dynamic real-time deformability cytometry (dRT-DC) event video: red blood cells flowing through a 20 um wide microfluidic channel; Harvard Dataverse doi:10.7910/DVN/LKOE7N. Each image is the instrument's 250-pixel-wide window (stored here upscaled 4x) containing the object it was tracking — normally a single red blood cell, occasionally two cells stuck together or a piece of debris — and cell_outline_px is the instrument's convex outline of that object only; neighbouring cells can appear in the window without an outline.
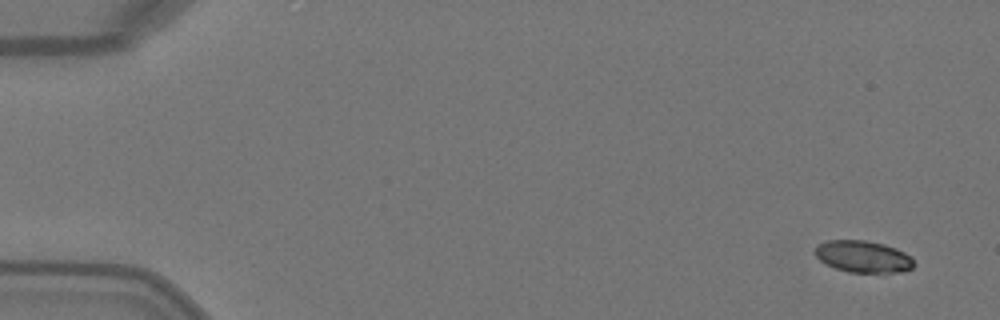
{"species": "Egyptian fruit bat (a non-hibernating species)", "species_latin": "Rousettus aegyptiacus", "temperature_condition": "warm", "stored_images_in_passage": 7, "camera_frame_rate_fps": 3000, "um_per_image_px": 0.085, "animal": {"sex": "female"}, "frame": {"image": 1, "passage_image": 1, "time_ms": 0.0, "image_size_px": [1000, 320], "cell_outline_px": [[916, 264], [912, 268], [904, 272], [848, 272], [836, 268], [820, 260], [816, 256], [816, 248], [820, 244], [828, 240], [864, 240], [884, 244], [896, 248], [912, 256]], "centroid_in_image_um": [73.44, 21.81], "position_along_channel_um": 11.6, "area_um2": 18.26}}
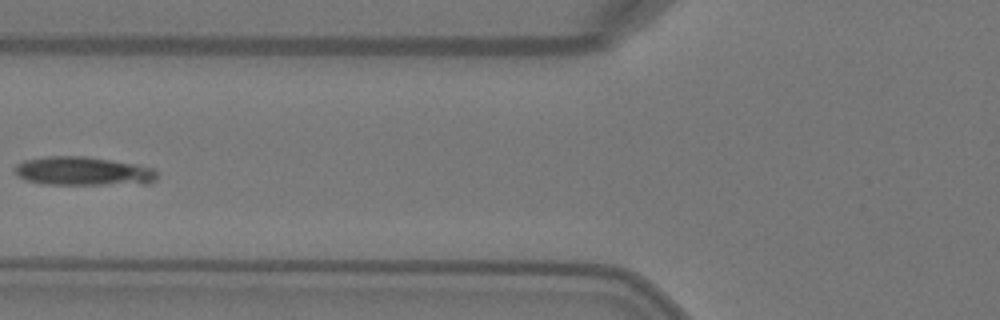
{"frame": {"image": 2, "passage_image": 6, "time_ms": 1.667, "image_size_px": [1000, 320], "cell_outline_px": [[156, 180], [148, 184], [40, 184], [24, 180], [16, 176], [12, 172], [12, 168], [16, 164], [24, 160], [44, 156], [88, 156], [136, 164], [156, 168]], "centroid_in_image_um": [7.02, 14.55], "position_along_channel_um": 118.8, "area_um2": 24.39}}
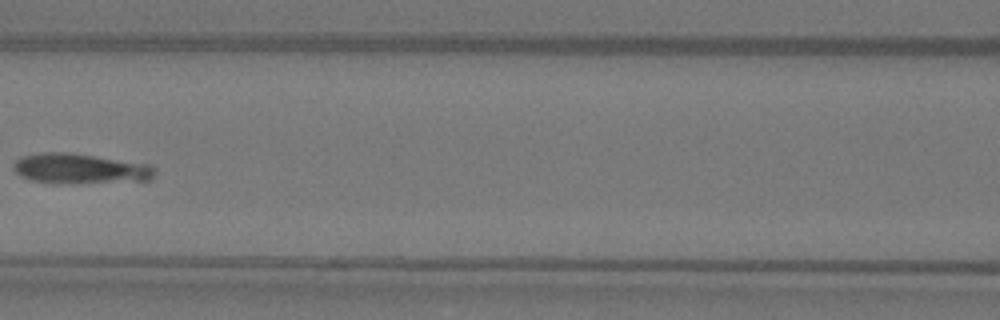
{"frame": {"image": 3, "passage_image": 7, "time_ms": 2.0, "image_size_px": [1000, 320], "cell_outline_px": [[156, 172], [152, 180], [76, 184], [56, 184], [32, 180], [20, 176], [12, 168], [12, 164], [20, 156], [44, 152], [64, 152], [152, 164], [156, 168]], "centroid_in_image_um": [6.82, 14.36], "position_along_channel_um": 159.8, "area_um2": 25.37}}